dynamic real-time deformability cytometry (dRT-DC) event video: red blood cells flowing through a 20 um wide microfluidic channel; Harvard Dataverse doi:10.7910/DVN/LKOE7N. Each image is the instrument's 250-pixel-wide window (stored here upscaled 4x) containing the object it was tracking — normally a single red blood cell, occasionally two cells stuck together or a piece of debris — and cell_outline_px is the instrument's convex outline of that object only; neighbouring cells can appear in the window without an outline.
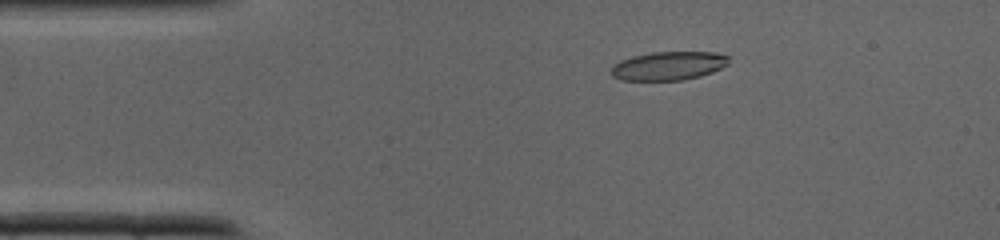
{"species": "common noctule bat (a hibernating species)", "species_latin": "Nyctalus noctula", "temperature_condition": "cold", "stored_images_in_passage": 33, "camera_frame_rate_fps": 3000, "um_per_image_px": 0.085, "animal": {"sex": "male", "body_mass_g": 19.0, "forearm_length_mm": 50.8}, "frame": {"image": 1, "passage_image": 2, "time_ms": 0.333, "image_size_px": [1000, 240], "cell_outline_px": [[732, 56], [728, 64], [712, 72], [700, 76], [684, 80], [620, 80], [612, 76], [612, 68], [620, 60], [632, 56], [652, 52], [712, 52]], "centroid_in_image_um": [56.86, 5.59], "position_along_channel_um": 28.1, "area_um2": 19.65}}
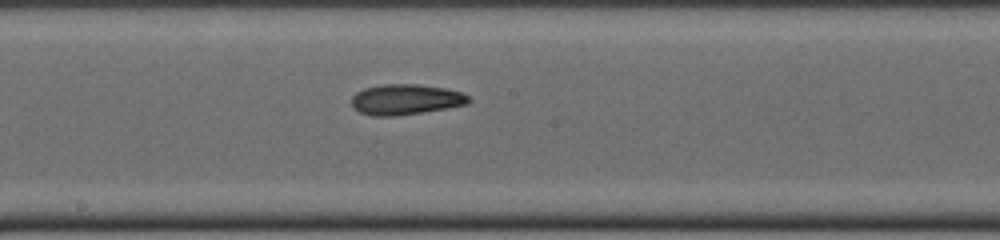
{"frame": {"image": 2, "passage_image": 15, "time_ms": 4.667, "image_size_px": [1000, 240], "cell_outline_px": [[472, 100], [468, 104], [420, 112], [392, 116], [372, 116], [360, 112], [352, 108], [352, 96], [356, 92], [364, 88], [384, 84], [416, 84], [444, 88], [460, 92], [468, 96]], "centroid_in_image_um": [34.45, 8.45], "position_along_channel_um": 213.8, "area_um2": 20.63}}
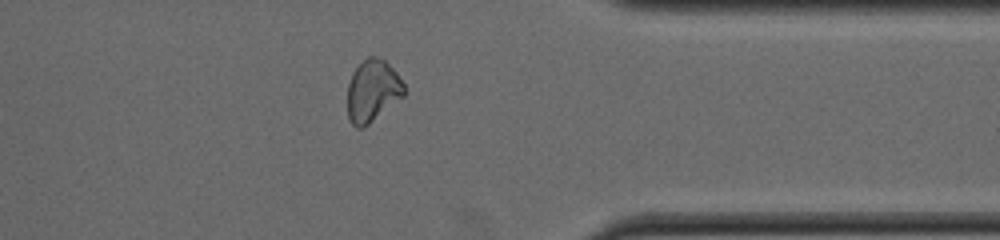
{"frame": {"image": 3, "passage_image": 25, "time_ms": 8.0, "image_size_px": [1000, 240], "cell_outline_px": [[404, 96], [364, 128], [356, 128], [352, 124], [348, 116], [348, 84], [352, 72], [368, 56], [376, 56], [384, 60], [396, 72], [404, 84]], "centroid_in_image_um": [31.66, 7.73], "position_along_channel_um": 379.7, "area_um2": 20.4}}